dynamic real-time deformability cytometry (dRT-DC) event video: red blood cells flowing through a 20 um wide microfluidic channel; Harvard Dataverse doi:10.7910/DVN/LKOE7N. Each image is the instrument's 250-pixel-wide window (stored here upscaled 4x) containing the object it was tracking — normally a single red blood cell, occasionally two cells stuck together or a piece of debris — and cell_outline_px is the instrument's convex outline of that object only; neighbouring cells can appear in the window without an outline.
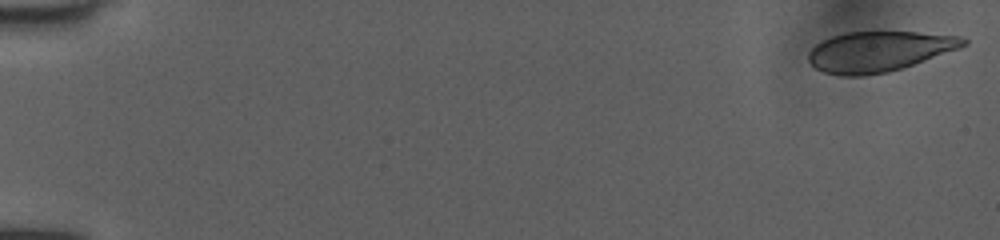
{"species": "human", "species_latin": "Homo sapiens", "temperature_condition": "room temperature", "stored_images_in_passage": 16, "camera_frame_rate_fps": 3000, "um_per_image_px": 0.085, "donor": {"sex": "female"}, "frame": {"image": 1, "passage_image": 1, "time_ms": 0.0, "image_size_px": [1000, 240], "cell_outline_px": [[968, 44], [960, 48], [888, 72], [864, 76], [840, 76], [824, 72], [816, 68], [808, 60], [808, 52], [816, 44], [832, 36], [844, 32], [916, 32], [960, 36], [968, 40]], "centroid_in_image_um": [74.69, 4.37], "position_along_channel_um": 10.3, "area_um2": 36.18}}
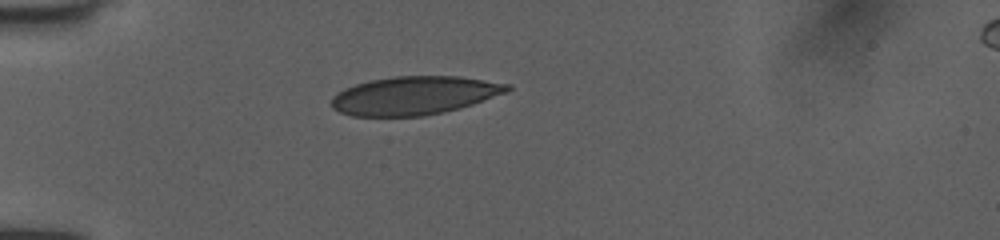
{"frame": {"image": 2, "passage_image": 14, "time_ms": 4.333, "image_size_px": [1000, 240], "cell_outline_px": [[512, 88], [508, 92], [460, 108], [444, 112], [424, 116], [352, 116], [340, 112], [332, 108], [332, 96], [356, 84], [372, 80], [396, 76], [460, 76], [512, 84]], "centroid_in_image_um": [35.27, 8.12], "position_along_channel_um": 49.7, "area_um2": 39.25}}
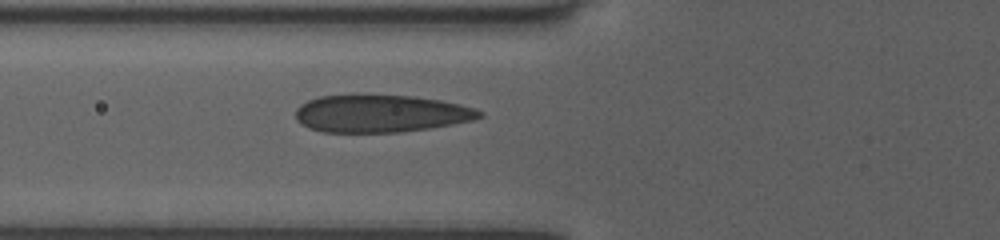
{"frame": {"image": 3, "passage_image": 16, "time_ms": 5.0, "image_size_px": [1000, 240], "cell_outline_px": [[484, 116], [472, 120], [452, 124], [428, 128], [400, 132], [320, 132], [308, 128], [296, 120], [296, 108], [300, 104], [308, 100], [320, 96], [412, 96], [440, 100], [460, 104], [476, 108], [484, 112]], "centroid_in_image_um": [32.37, 9.67], "position_along_channel_um": 93.4, "area_um2": 39.88}}